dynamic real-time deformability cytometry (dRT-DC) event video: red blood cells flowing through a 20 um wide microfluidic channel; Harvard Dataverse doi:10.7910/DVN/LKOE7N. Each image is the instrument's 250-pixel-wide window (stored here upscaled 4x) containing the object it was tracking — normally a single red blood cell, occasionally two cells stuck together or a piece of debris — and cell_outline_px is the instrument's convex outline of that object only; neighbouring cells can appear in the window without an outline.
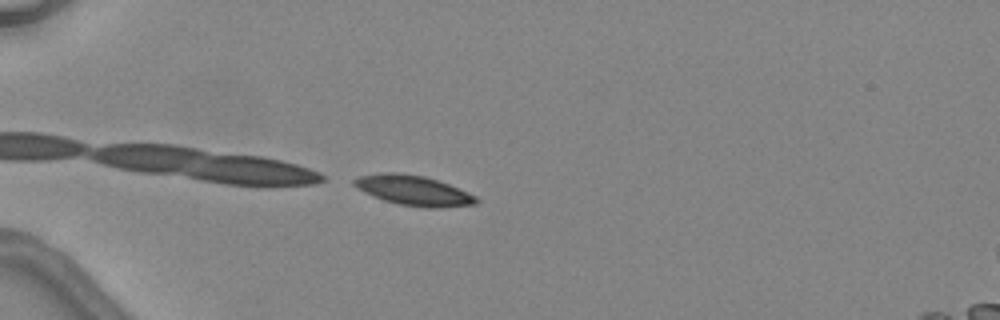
{"species": "common noctule bat (a hibernating species)", "species_latin": "Nyctalus noctula", "temperature_condition": "warm", "stored_images_in_passage": 6, "camera_frame_rate_fps": 3000, "um_per_image_px": 0.085, "animal": {"sex": "female", "body_mass_g": 24.6, "forearm_length_mm": 56.2}, "frame": {"image": 1, "passage_image": 5, "time_ms": 5.0, "image_size_px": [1000, 320], "cell_outline_px": [[480, 200], [476, 204], [440, 208], [424, 208], [400, 204], [384, 200], [372, 196], [356, 188], [352, 184], [352, 180], [360, 176], [380, 172], [396, 172], [424, 176], [448, 184], [468, 192], [476, 196]], "centroid_in_image_um": [35.13, 16.19], "position_along_channel_um": 49.9, "area_um2": 21.44}}